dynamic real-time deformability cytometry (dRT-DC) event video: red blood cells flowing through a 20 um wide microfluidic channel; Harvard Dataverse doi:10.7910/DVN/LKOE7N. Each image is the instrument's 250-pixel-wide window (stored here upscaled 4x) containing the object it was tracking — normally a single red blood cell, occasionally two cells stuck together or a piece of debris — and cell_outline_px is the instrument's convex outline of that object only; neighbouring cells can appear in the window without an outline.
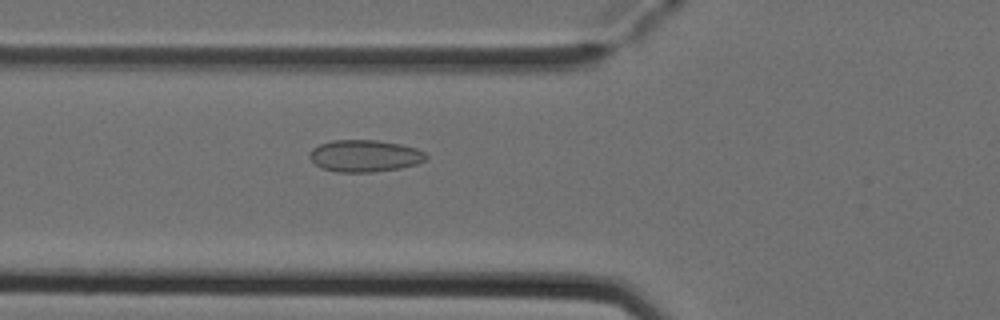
{"species": "Egyptian fruit bat (a non-hibernating species)", "species_latin": "Rousettus aegyptiacus", "temperature_condition": "cold", "stored_images_in_passage": 6, "camera_frame_rate_fps": 3000, "um_per_image_px": 0.085, "animal": {"sex": "female"}, "frame": {"image": 1, "passage_image": 6, "time_ms": 1.667, "image_size_px": [1000, 320], "cell_outline_px": [[428, 156], [424, 160], [416, 164], [400, 168], [372, 172], [336, 172], [320, 168], [308, 156], [308, 152], [312, 148], [320, 144], [332, 140], [376, 140], [400, 144], [416, 148], [424, 152]], "centroid_in_image_um": [30.96, 13.25], "position_along_channel_um": 94.8, "area_um2": 21.73}}